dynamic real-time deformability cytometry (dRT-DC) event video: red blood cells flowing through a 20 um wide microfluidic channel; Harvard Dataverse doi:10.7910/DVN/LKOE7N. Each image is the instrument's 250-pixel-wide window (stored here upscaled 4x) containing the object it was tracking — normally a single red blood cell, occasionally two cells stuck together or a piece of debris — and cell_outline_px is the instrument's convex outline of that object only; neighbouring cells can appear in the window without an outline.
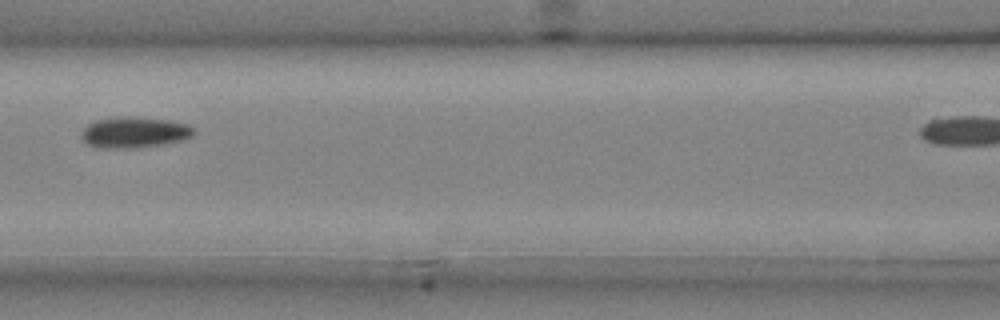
{"species": "common noctule bat (a hibernating species)", "species_latin": "Nyctalus noctula", "temperature_condition": "cold", "stored_images_in_passage": 4, "segment_of_instrument_passage": [1, 2], "camera_frame_rate_fps": 3000, "um_per_image_px": 0.085, "animal": {"sex": "male", "body_mass_g": 20.4}, "frame": {"image": 1, "passage_image": 3, "time_ms": 0.667, "image_size_px": [1000, 320], "cell_outline_px": [[196, 132], [192, 136], [184, 140], [164, 144], [132, 148], [96, 148], [88, 144], [80, 136], [84, 128], [88, 124], [96, 120], [116, 116], [132, 116], [168, 120], [188, 124], [196, 128]], "centroid_in_image_um": [11.44, 11.24], "position_along_channel_um": 155.2, "area_um2": 20.58}}